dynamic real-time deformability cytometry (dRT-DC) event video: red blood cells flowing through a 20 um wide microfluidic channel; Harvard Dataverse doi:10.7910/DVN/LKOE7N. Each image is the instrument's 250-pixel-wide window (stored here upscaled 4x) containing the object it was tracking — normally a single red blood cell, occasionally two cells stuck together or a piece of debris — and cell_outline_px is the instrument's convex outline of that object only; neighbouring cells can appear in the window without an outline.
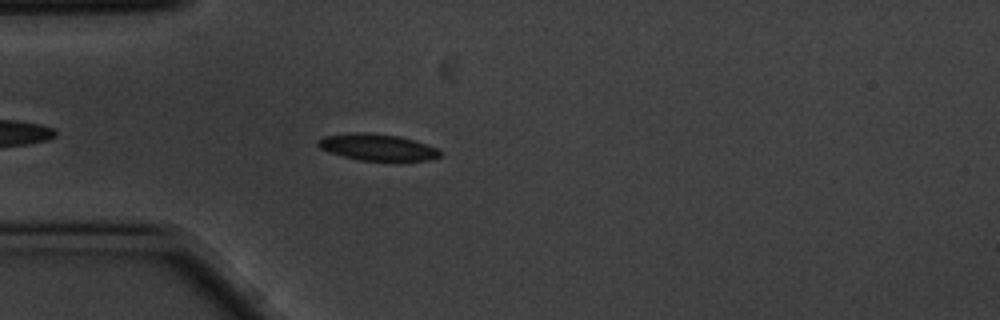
{"species": "common noctule bat (a hibernating species)", "species_latin": "Nyctalus noctula", "temperature_condition": "cold", "stored_images_in_passage": 5, "camera_frame_rate_fps": 3000, "um_per_image_px": 0.085, "animal": {"sex": "male", "body_mass_g": 20.1, "forearm_length_mm": 53.5}, "frame": {"image": 1, "passage_image": 5, "time_ms": 1.333, "image_size_px": [1000, 320], "cell_outline_px": [[444, 152], [440, 156], [428, 160], [360, 160], [344, 156], [320, 148], [316, 144], [316, 140], [324, 136], [352, 132], [364, 132], [400, 136], [436, 148]], "centroid_in_image_um": [32.05, 12.5], "position_along_channel_um": 52.9, "area_um2": 18.61}}